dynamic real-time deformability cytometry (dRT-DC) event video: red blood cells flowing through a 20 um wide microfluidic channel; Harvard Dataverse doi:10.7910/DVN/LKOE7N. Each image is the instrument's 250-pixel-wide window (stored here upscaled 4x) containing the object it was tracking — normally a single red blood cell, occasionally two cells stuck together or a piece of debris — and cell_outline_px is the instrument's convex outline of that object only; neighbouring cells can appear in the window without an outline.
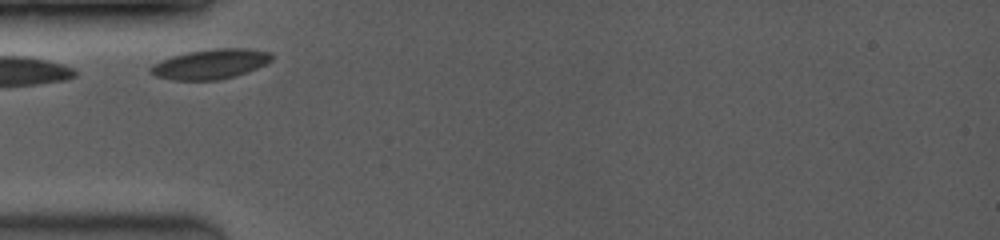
{"species": "common noctule bat (a hibernating species)", "species_latin": "Nyctalus noctula", "temperature_condition": "room temperature", "stored_images_in_passage": 22, "camera_frame_rate_fps": 3500, "um_per_image_px": 0.085, "animal": {"sex": "female", "body_mass_g": 19.0, "forearm_length_mm": 53.3}, "frame": {"image": 1, "passage_image": 1, "time_ms": 0.0, "image_size_px": [1000, 240], "cell_outline_px": [[272, 60], [256, 68], [236, 76], [220, 80], [172, 80], [156, 76], [148, 72], [148, 68], [152, 64], [160, 60], [172, 56], [188, 52], [216, 48], [248, 48], [272, 52]], "centroid_in_image_um": [17.86, 5.44], "position_along_channel_um": 67.1, "area_um2": 21.21}}
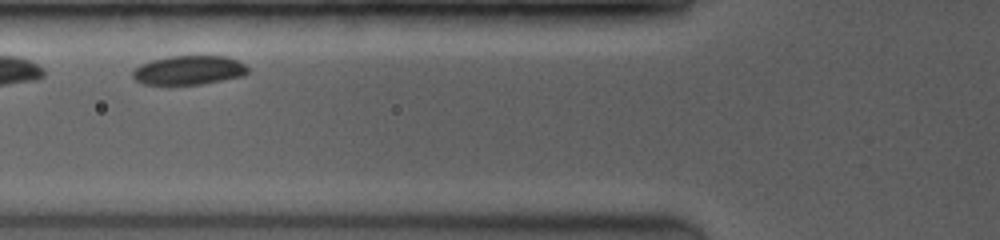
{"frame": {"image": 2, "passage_image": 4, "time_ms": 1.143, "image_size_px": [1000, 240], "cell_outline_px": [[248, 72], [244, 76], [200, 84], [144, 84], [136, 80], [132, 76], [132, 72], [140, 64], [152, 60], [168, 56], [224, 56], [236, 60], [244, 64], [248, 68]], "centroid_in_image_um": [16.05, 5.96], "position_along_channel_um": 109.8, "area_um2": 19.36}}